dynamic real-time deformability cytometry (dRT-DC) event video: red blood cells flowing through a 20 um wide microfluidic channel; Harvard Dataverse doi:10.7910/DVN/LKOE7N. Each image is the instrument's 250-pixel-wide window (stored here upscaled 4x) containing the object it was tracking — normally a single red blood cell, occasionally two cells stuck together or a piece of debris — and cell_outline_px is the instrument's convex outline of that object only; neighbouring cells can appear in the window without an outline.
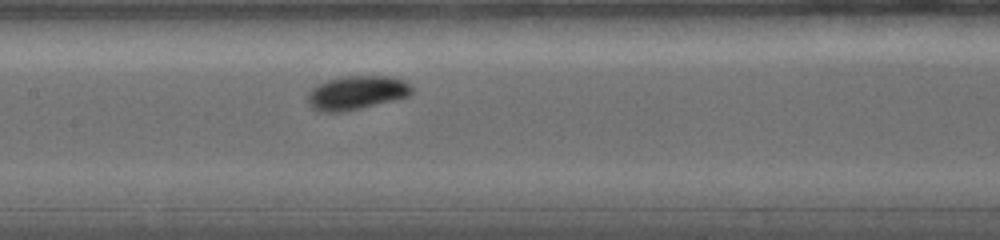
{"species": "common noctule bat (a hibernating species)", "species_latin": "Nyctalus noctula", "temperature_condition": "warm", "stored_images_in_passage": 14, "camera_frame_rate_fps": 5000, "um_per_image_px": 0.085, "animal": {"sex": "female", "body_mass_g": 19.0, "forearm_length_mm": 56.7}, "frame": {"image": 1, "passage_image": 10, "time_ms": 4.2, "image_size_px": [1000, 240], "cell_outline_px": [[412, 92], [408, 96], [344, 112], [320, 112], [312, 108], [308, 104], [308, 92], [316, 84], [328, 80], [344, 76], [388, 76], [404, 80], [412, 88]], "centroid_in_image_um": [30.26, 7.88], "position_along_channel_um": 177.1, "area_um2": 20.4}}
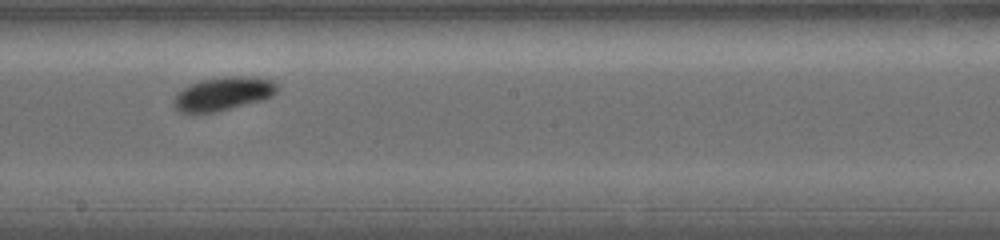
{"frame": {"image": 2, "passage_image": 14, "time_ms": 5.6, "image_size_px": [1000, 240], "cell_outline_px": [[276, 92], [272, 96], [260, 100], [216, 112], [180, 112], [176, 108], [172, 100], [184, 88], [200, 80], [224, 76], [252, 76], [272, 80], [276, 84]], "centroid_in_image_um": [18.97, 7.95], "position_along_channel_um": 229.2, "area_um2": 19.83}}